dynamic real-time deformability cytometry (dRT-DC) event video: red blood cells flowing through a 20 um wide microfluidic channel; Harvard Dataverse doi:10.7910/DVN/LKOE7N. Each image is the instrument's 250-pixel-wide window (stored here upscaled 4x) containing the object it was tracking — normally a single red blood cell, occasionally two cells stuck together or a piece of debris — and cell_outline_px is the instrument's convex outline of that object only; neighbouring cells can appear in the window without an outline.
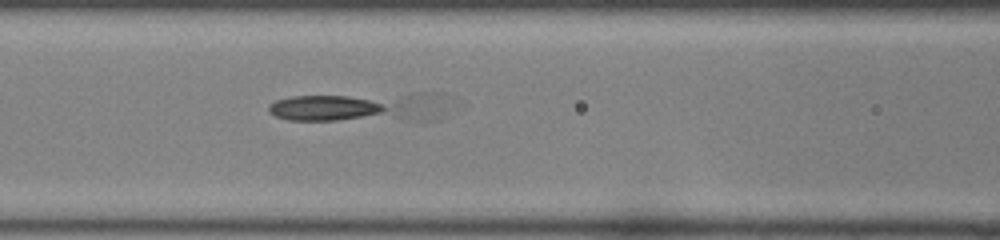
{"species": "common noctule bat (a hibernating species)", "species_latin": "Nyctalus noctula", "temperature_condition": "room temperature", "stored_images_in_passage": 44, "segment_of_instrument_passage": [2, 3], "camera_frame_rate_fps": 3000, "um_per_image_px": 0.085, "animal": {"sex": "female", "body_mass_g": 22.0, "forearm_length_mm": 56.7}, "frame": {"image": 1, "passage_image": 17, "time_ms": 5.333, "image_size_px": [1000, 240], "cell_outline_px": [[440, 96], [428, 120], [424, 124], [288, 120], [276, 116], [268, 112], [268, 104], [276, 100], [292, 96], [416, 92], [440, 92]], "centroid_in_image_um": [30.47, 9.15], "position_along_channel_um": 136.1, "area_um2": 32.19}}